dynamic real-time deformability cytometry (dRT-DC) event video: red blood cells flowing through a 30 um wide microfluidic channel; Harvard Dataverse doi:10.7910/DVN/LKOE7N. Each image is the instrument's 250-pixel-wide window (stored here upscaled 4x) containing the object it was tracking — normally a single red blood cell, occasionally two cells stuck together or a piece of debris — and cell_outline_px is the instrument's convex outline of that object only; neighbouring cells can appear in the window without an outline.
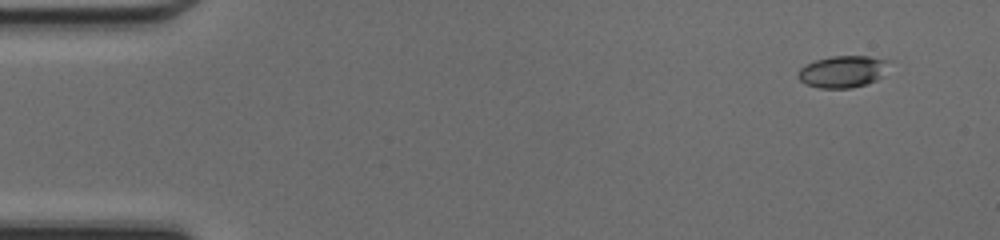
{"species": "common noctule bat (a hibernating species)", "species_latin": "Nyctalus noctula", "temperature_condition": "cold", "stored_images_in_passage": 46, "camera_frame_rate_fps": 3000, "um_per_image_px": 0.085, "animal": {"sex": "female", "body_mass_g": 17.0, "forearm_length_mm": 48.0}, "frame": {"image": 1, "passage_image": 1, "time_ms": 0.0, "image_size_px": [1000, 240], "cell_outline_px": [[892, 60], [880, 76], [876, 80], [852, 88], [820, 88], [804, 84], [796, 76], [800, 68], [804, 64], [816, 60], [832, 56], [868, 56]], "centroid_in_image_um": [71.59, 6.08], "position_along_channel_um": 13.4, "area_um2": 16.94}}
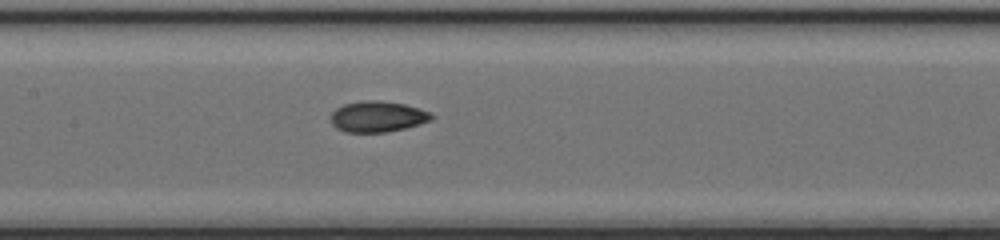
{"frame": {"image": 2, "passage_image": 21, "time_ms": 6.667, "image_size_px": [1000, 240], "cell_outline_px": [[432, 120], [420, 124], [404, 128], [384, 132], [344, 132], [336, 128], [332, 124], [332, 112], [336, 108], [344, 104], [368, 100], [376, 100], [404, 104], [420, 108], [428, 112], [432, 116]], "centroid_in_image_um": [32.08, 9.91], "position_along_channel_um": 175.3, "area_um2": 17.92}}
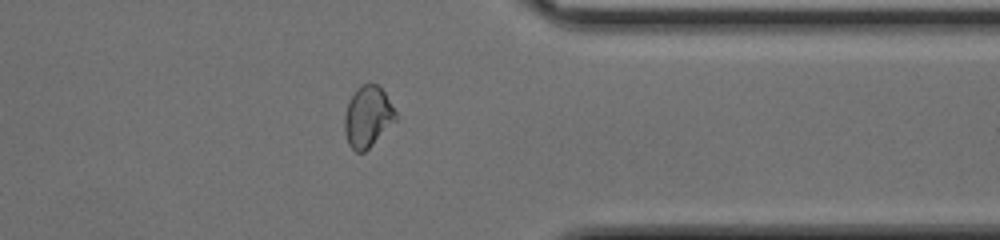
{"frame": {"image": 3, "passage_image": 36, "time_ms": 11.667, "image_size_px": [1000, 240], "cell_outline_px": [[396, 120], [364, 152], [356, 152], [348, 144], [344, 132], [344, 116], [348, 104], [356, 88], [364, 84], [376, 84], [384, 92], [396, 112]], "centroid_in_image_um": [31.23, 9.93], "position_along_channel_um": 380.2, "area_um2": 17.86}, "authors_computed_cell_mechanics": {"area_um2": 17.8313, "velocity_mm_per_s": 4.2881, "shape_relaxation_time_tau1_ms": 5.5649, "shape_relaxation_time_tau2_ms": 1.6605, "deformation_change_tau1": 0.1584, "deformation_change_tau2": 0.0509}}